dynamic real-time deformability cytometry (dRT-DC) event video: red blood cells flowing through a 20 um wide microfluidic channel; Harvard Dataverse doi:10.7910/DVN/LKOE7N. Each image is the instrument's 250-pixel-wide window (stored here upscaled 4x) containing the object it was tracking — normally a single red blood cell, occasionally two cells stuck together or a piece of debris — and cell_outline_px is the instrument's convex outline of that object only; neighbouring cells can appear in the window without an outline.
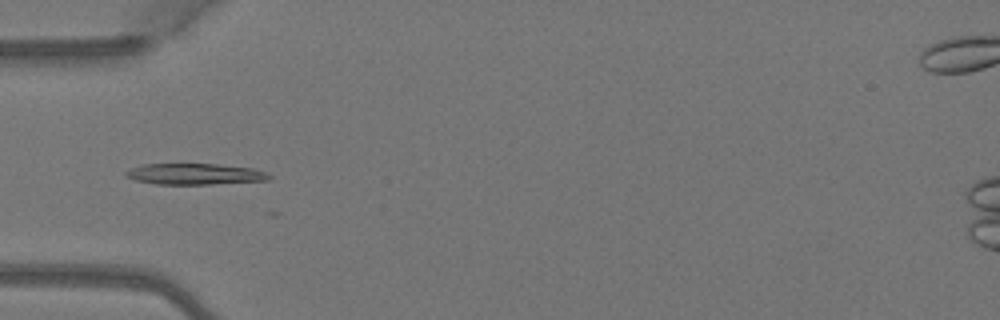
{"species": "Egyptian fruit bat (a non-hibernating species)", "species_latin": "Rousettus aegyptiacus", "temperature_condition": "warm", "stored_images_in_passage": 5, "camera_frame_rate_fps": 3000, "um_per_image_px": 0.085, "animal": {"sex": "female"}, "frame": {"image": 1, "passage_image": 4, "time_ms": 1.0, "image_size_px": [1000, 320], "cell_outline_px": [[272, 176], [268, 180], [212, 184], [156, 184], [136, 180], [124, 176], [124, 172], [132, 168], [144, 164], [216, 164], [252, 168], [268, 172]], "centroid_in_image_um": [16.57, 14.79], "position_along_channel_um": 68.4, "area_um2": 17.57}}
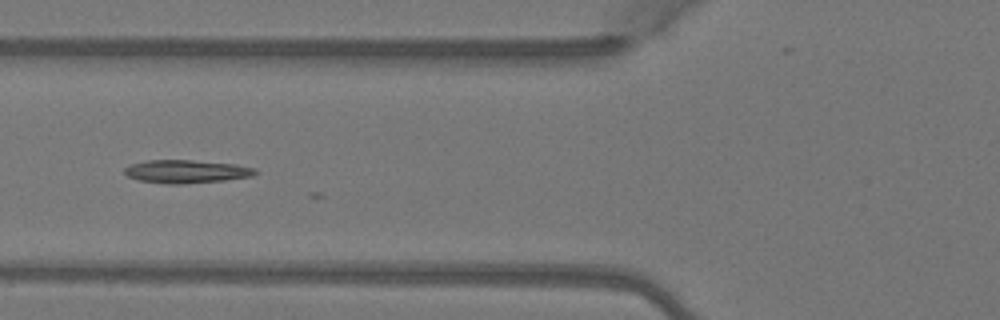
{"frame": {"image": 2, "passage_image": 5, "time_ms": 1.333, "image_size_px": [1000, 320], "cell_outline_px": [[260, 172], [252, 176], [224, 180], [184, 184], [168, 184], [136, 180], [128, 176], [124, 172], [124, 168], [128, 164], [148, 160], [192, 160], [236, 164], [256, 168]], "centroid_in_image_um": [15.83, 14.57], "position_along_channel_um": 110.0, "area_um2": 17.86}}